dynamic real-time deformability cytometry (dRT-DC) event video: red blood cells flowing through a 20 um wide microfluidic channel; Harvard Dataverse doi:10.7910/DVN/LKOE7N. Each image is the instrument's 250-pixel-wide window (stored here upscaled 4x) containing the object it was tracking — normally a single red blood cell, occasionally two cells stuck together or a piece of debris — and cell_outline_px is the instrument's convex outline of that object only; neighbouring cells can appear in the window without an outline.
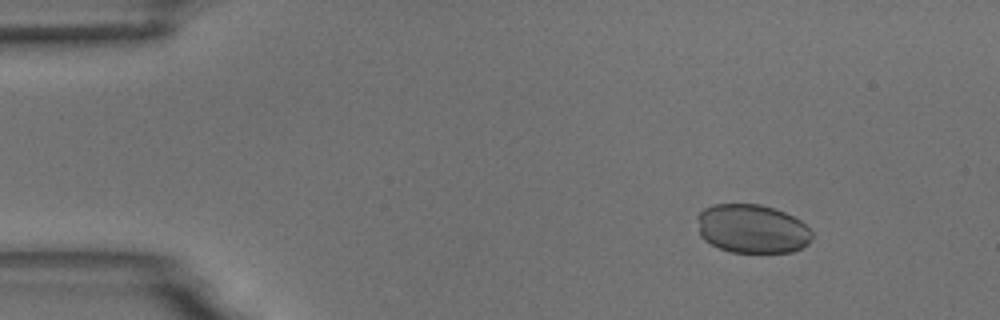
{"species": "common noctule bat (a hibernating species)", "species_latin": "Nyctalus noctula", "temperature_condition": "room temperature", "stored_images_in_passage": 55, "camera_frame_rate_fps": 3000, "um_per_image_px": 0.085, "animal": {"sex": "male", "body_mass_g": 18.8}, "frame": {"image": 1, "passage_image": 7, "time_ms": 2.0, "image_size_px": [1000, 320], "cell_outline_px": [[812, 236], [808, 244], [792, 252], [732, 252], [720, 248], [704, 240], [700, 236], [696, 216], [704, 208], [712, 204], [760, 204], [784, 212], [800, 220], [812, 232]], "centroid_in_image_um": [63.9, 19.44], "position_along_channel_um": 21.1, "area_um2": 32.6}}
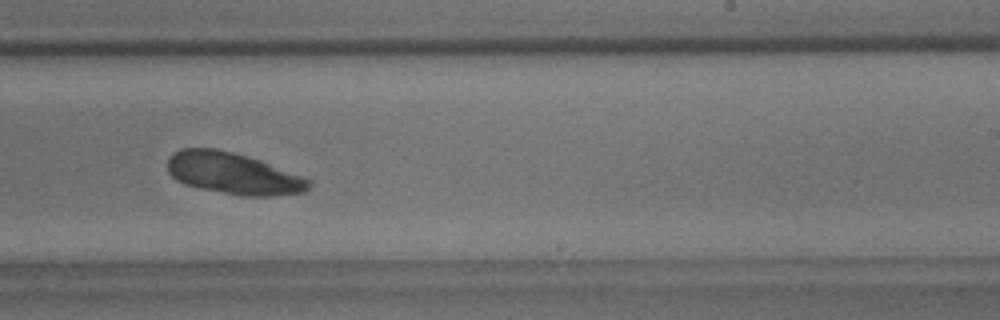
{"frame": {"image": 2, "passage_image": 34, "time_ms": 11.0, "image_size_px": [1000, 320], "cell_outline_px": [[312, 184], [304, 192], [268, 196], [240, 196], [200, 188], [184, 184], [176, 180], [168, 172], [168, 156], [172, 152], [180, 148], [212, 148], [232, 152], [260, 160], [304, 176], [312, 180]], "centroid_in_image_um": [19.81, 14.74], "position_along_channel_um": 269.2, "area_um2": 34.39}}
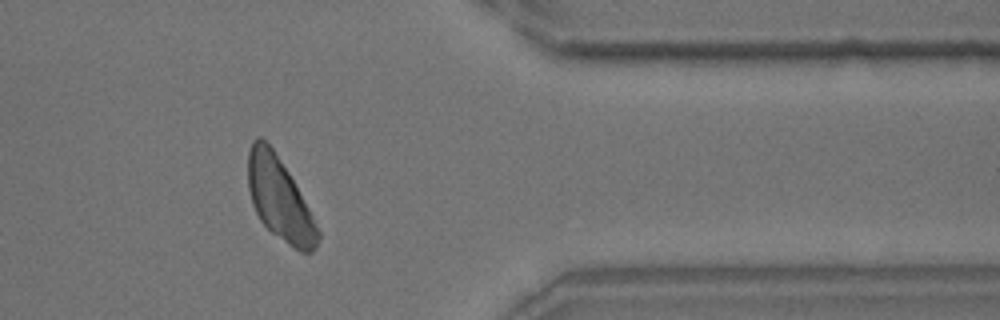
{"frame": {"image": 3, "passage_image": 45, "time_ms": 14.667, "image_size_px": [1000, 320], "cell_outline_px": [[320, 236], [316, 248], [312, 252], [300, 252], [272, 232], [260, 220], [252, 204], [248, 188], [248, 152], [252, 140], [256, 136], [260, 136], [272, 148], [288, 172], [308, 208], [320, 232]], "centroid_in_image_um": [23.74, 16.9], "position_along_channel_um": 387.7, "area_um2": 33.06}}